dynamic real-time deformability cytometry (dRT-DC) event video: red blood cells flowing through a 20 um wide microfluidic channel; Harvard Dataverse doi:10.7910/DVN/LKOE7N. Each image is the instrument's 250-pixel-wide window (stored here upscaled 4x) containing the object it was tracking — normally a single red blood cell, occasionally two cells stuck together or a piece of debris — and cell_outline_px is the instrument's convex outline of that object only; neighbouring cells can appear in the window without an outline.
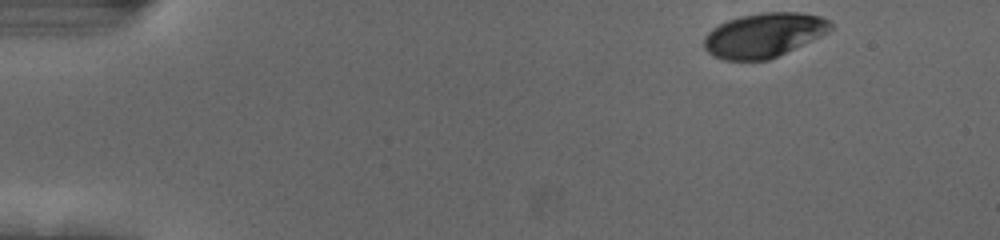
{"species": "human", "species_latin": "Homo sapiens", "temperature_condition": "cold", "stored_images_in_passage": 50, "camera_frame_rate_fps": 3000, "um_per_image_px": 0.085, "donor": {"sex": "female"}, "frame": {"image": 1, "passage_image": 1, "time_ms": 0.0, "image_size_px": [1000, 240], "cell_outline_px": [[832, 28], [828, 32], [812, 40], [768, 60], [724, 60], [712, 56], [704, 48], [704, 36], [712, 28], [728, 20], [740, 16], [760, 12], [800, 12], [820, 16], [832, 20]], "centroid_in_image_um": [64.92, 2.97], "position_along_channel_um": 20.1, "area_um2": 32.77}}
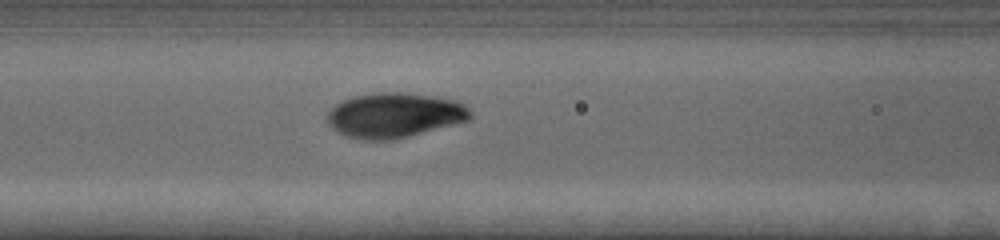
{"frame": {"image": 2, "passage_image": 19, "time_ms": 6.0, "image_size_px": [1000, 240], "cell_outline_px": [[472, 116], [468, 120], [392, 140], [364, 140], [348, 136], [332, 128], [328, 124], [328, 112], [336, 104], [352, 96], [380, 92], [400, 92], [432, 96], [456, 100], [464, 104], [472, 112]], "centroid_in_image_um": [33.53, 9.78], "position_along_channel_um": 133.1, "area_um2": 36.99}}
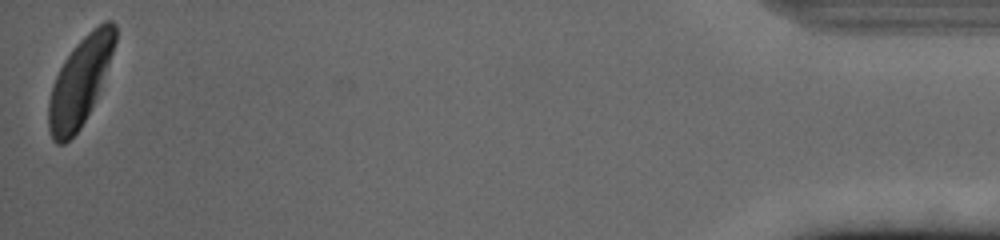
{"frame": {"image": 3, "passage_image": 50, "time_ms": 16.333, "image_size_px": [1000, 240], "cell_outline_px": [[116, 40], [100, 88], [80, 128], [64, 144], [56, 144], [52, 140], [48, 128], [48, 100], [52, 84], [64, 60], [72, 48], [92, 28], [104, 20], [112, 20], [116, 24]], "centroid_in_image_um": [6.77, 6.91], "position_along_channel_um": 428.4, "area_um2": 33.64}, "authors_computed_cell_mechanics": {"area_um2": 34.8823, "velocity_mm_per_s": 3.6689, "shape_relaxation_time_tau1_ms": 2.7813, "shape_relaxation_time_tau2_ms": null, "deformation_change_tau1": 0.1376, "deformation_change_tau2": null}}